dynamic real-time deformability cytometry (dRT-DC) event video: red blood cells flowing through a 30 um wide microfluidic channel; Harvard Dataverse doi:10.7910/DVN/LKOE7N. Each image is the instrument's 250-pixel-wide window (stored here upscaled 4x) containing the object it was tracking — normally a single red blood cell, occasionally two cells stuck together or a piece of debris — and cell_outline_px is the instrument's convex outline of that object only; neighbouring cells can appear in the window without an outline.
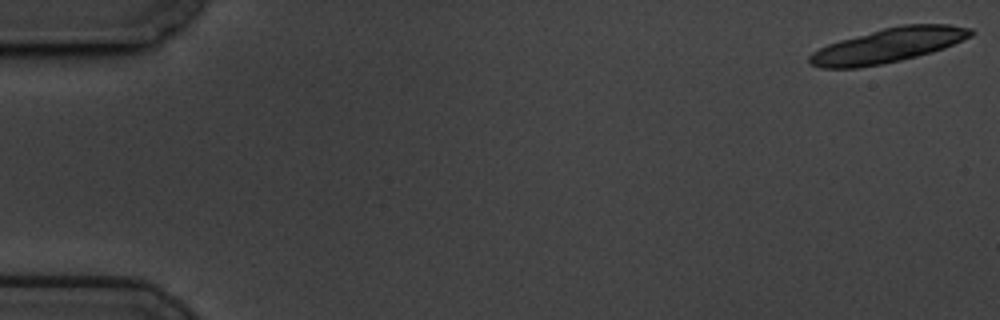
{"species": "common noctule bat (a hibernating species)", "species_latin": "Nyctalus noctula", "temperature_condition": "cold", "stored_images_in_passage": 11, "camera_frame_rate_fps": 3000, "um_per_image_px": 0.085, "animal": {"sex": "male", "body_mass_g": 19.5, "forearm_length_mm": 54.6}, "frame": {"image": 1, "passage_image": 1, "time_ms": 0.0, "image_size_px": [1000, 320], "cell_outline_px": [[976, 32], [972, 36], [944, 48], [932, 52], [900, 60], [860, 68], [820, 68], [812, 64], [808, 60], [808, 56], [812, 52], [828, 44], [840, 40], [884, 28], [904, 24], [948, 24], [972, 28]], "centroid_in_image_um": [75.52, 3.86], "position_along_channel_um": 9.5, "area_um2": 32.19}}